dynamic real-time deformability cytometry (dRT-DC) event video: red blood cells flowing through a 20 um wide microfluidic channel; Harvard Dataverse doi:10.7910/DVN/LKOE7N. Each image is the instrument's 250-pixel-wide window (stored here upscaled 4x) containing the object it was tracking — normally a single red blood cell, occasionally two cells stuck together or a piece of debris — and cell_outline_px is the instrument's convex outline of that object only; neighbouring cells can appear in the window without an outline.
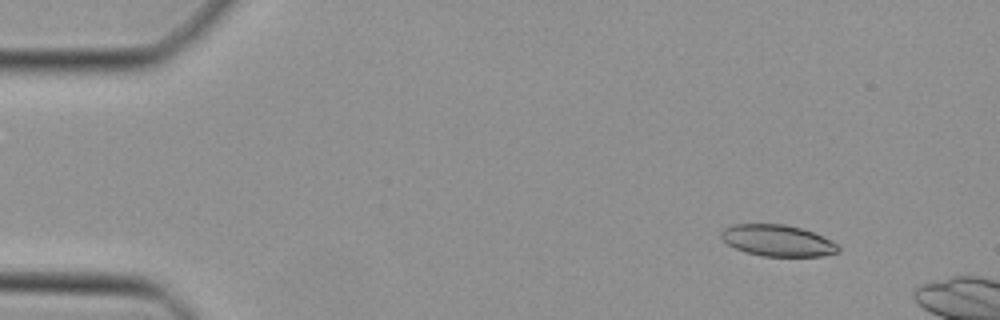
{"species": "Egyptian fruit bat (a non-hibernating species)", "species_latin": "Rousettus aegyptiacus", "temperature_condition": "cold", "stored_images_in_passage": 15, "camera_frame_rate_fps": 3000, "um_per_image_px": 0.085, "animal": {"sex": "female"}, "frame": {"image": 1, "passage_image": 5, "time_ms": 1.333, "image_size_px": [1000, 320], "cell_outline_px": [[840, 252], [824, 256], [760, 256], [744, 252], [728, 244], [720, 236], [720, 232], [724, 228], [732, 224], [784, 224], [800, 228], [812, 232], [832, 240], [840, 248]], "centroid_in_image_um": [66.09, 20.45], "position_along_channel_um": 18.9, "area_um2": 21.5}}